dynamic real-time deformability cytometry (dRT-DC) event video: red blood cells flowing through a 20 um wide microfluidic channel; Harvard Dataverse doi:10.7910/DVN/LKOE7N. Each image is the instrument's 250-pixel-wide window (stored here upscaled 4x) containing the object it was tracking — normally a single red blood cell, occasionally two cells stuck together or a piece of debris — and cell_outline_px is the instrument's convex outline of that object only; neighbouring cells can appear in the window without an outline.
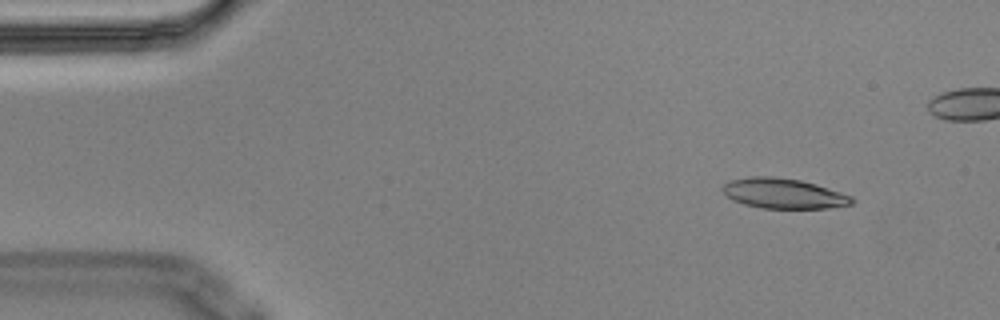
{"species": "Egyptian fruit bat (a non-hibernating species)", "species_latin": "Rousettus aegyptiacus", "temperature_condition": "cold", "stored_images_in_passage": 5, "camera_frame_rate_fps": 3000, "um_per_image_px": 0.085, "animal": {"sex": "male"}, "frame": {"image": 1, "passage_image": 2, "time_ms": 0.333, "image_size_px": [1000, 320], "cell_outline_px": [[856, 200], [852, 204], [828, 208], [764, 208], [744, 204], [732, 200], [720, 188], [728, 180], [752, 176], [772, 176], [800, 180], [816, 184], [852, 196]], "centroid_in_image_um": [66.59, 16.44], "position_along_channel_um": 18.4, "area_um2": 22.72}}